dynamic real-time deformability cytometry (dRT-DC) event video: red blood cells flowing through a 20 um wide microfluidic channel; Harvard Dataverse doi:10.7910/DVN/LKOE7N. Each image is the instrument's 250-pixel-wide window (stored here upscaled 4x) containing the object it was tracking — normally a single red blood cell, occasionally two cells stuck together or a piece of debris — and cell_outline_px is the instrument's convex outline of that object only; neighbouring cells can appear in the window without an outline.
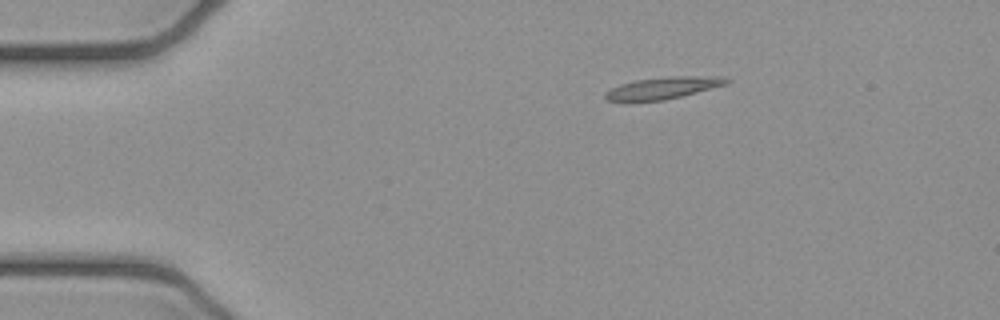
{"species": "common noctule bat (a hibernating species)", "species_latin": "Nyctalus noctula", "temperature_condition": "cold", "stored_images_in_passage": 5, "camera_frame_rate_fps": 3000, "um_per_image_px": 0.085, "animal": {"sex": "female", "body_mass_g": 21.9}, "frame": {"image": 1, "passage_image": 5, "time_ms": 1.333, "image_size_px": [1000, 320], "cell_outline_px": [[732, 80], [728, 84], [664, 100], [608, 100], [604, 96], [604, 92], [620, 84], [636, 80], [668, 76], [724, 76]], "centroid_in_image_um": [56.44, 7.44], "position_along_channel_um": 28.6, "area_um2": 15.26}}